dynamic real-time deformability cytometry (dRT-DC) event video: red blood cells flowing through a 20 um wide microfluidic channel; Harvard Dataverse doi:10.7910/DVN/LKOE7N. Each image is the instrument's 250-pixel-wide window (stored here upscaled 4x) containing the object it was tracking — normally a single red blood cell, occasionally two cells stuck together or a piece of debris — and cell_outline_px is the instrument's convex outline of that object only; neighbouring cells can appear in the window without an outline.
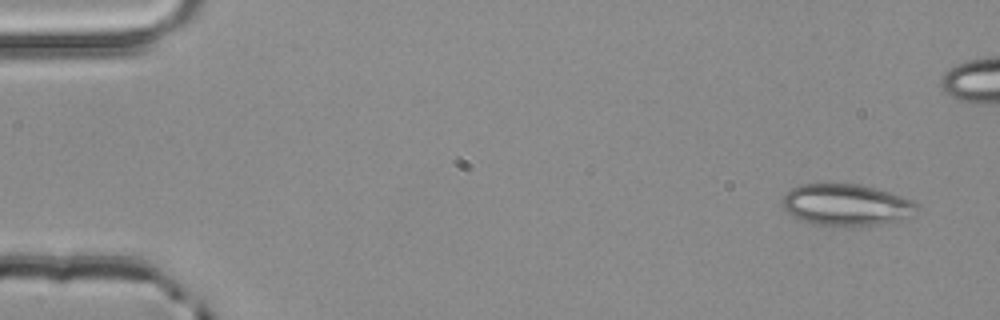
{"species": "common noctule bat (a hibernating species)", "species_latin": "Nyctalus noctula", "temperature_condition": "room temperature", "stored_images_in_passage": 4, "camera_frame_rate_fps": 3000, "um_per_image_px": 0.085, "animal": {"sex": "male", "body_mass_g": 20.4}, "frame": {"image": 1, "passage_image": 1, "time_ms": 0.0, "image_size_px": [1000, 320], "cell_outline_px": [[920, 208], [912, 216], [896, 220], [876, 224], [820, 224], [800, 220], [792, 216], [784, 208], [784, 192], [800, 184], [856, 184], [876, 188], [912, 200]], "centroid_in_image_um": [71.93, 17.38], "position_along_channel_um": 13.1, "area_um2": 31.79}}